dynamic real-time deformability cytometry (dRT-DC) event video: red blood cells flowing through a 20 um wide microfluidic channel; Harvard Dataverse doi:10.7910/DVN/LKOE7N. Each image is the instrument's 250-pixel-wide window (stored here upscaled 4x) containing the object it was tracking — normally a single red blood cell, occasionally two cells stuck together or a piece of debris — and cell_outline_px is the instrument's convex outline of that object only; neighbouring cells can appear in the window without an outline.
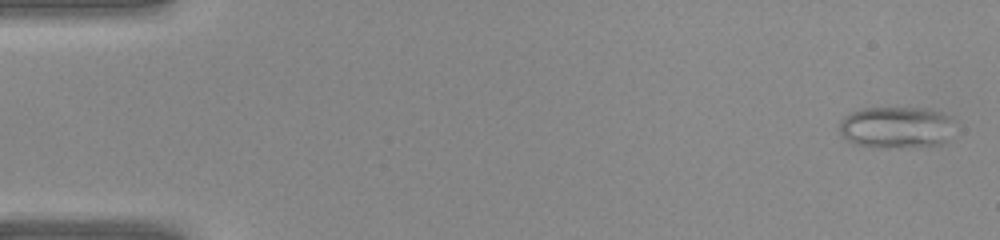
{"species": "common noctule bat (a hibernating species)", "species_latin": "Nyctalus noctula", "temperature_condition": "warm", "stored_images_in_passage": 40, "camera_frame_rate_fps": 3000, "um_per_image_px": 0.085, "animal": {"sex": "female", "body_mass_g": 22.0, "forearm_length_mm": 56.7}, "frame": {"image": 1, "passage_image": 1, "time_ms": 0.0, "image_size_px": [1000, 240], "cell_outline_px": [[952, 116], [944, 140], [940, 144], [900, 148], [872, 148], [852, 144], [844, 140], [840, 136], [840, 120], [844, 116], [852, 112], [864, 108], [928, 108], [944, 112]], "centroid_in_image_um": [76.06, 10.83], "position_along_channel_um": 8.9, "area_um2": 28.15}}
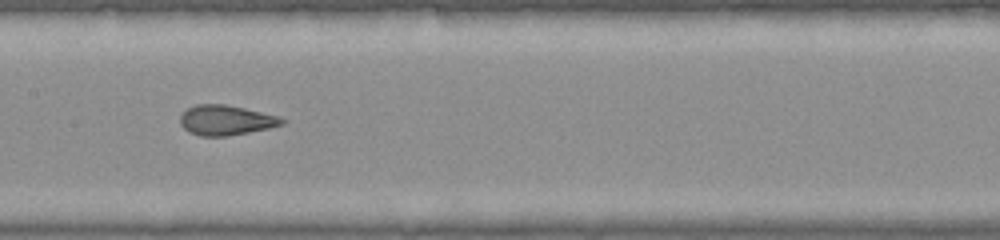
{"frame": {"image": 2, "passage_image": 20, "time_ms": 6.333, "image_size_px": [1000, 240], "cell_outline_px": [[288, 120], [284, 124], [268, 128], [228, 136], [200, 136], [188, 132], [180, 124], [180, 116], [188, 108], [196, 104], [224, 104], [244, 108], [280, 116]], "centroid_in_image_um": [19.22, 10.22], "position_along_channel_um": 188.2, "area_um2": 17.86}}
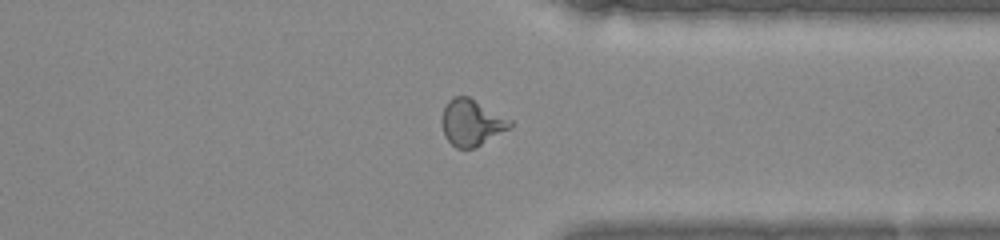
{"frame": {"image": 3, "passage_image": 31, "time_ms": 10.0, "image_size_px": [1000, 240], "cell_outline_px": [[512, 128], [476, 148], [456, 148], [444, 136], [440, 120], [444, 108], [448, 100], [452, 96], [468, 96], [512, 120]], "centroid_in_image_um": [40.08, 10.43], "position_along_channel_um": 371.3, "area_um2": 18.73}}